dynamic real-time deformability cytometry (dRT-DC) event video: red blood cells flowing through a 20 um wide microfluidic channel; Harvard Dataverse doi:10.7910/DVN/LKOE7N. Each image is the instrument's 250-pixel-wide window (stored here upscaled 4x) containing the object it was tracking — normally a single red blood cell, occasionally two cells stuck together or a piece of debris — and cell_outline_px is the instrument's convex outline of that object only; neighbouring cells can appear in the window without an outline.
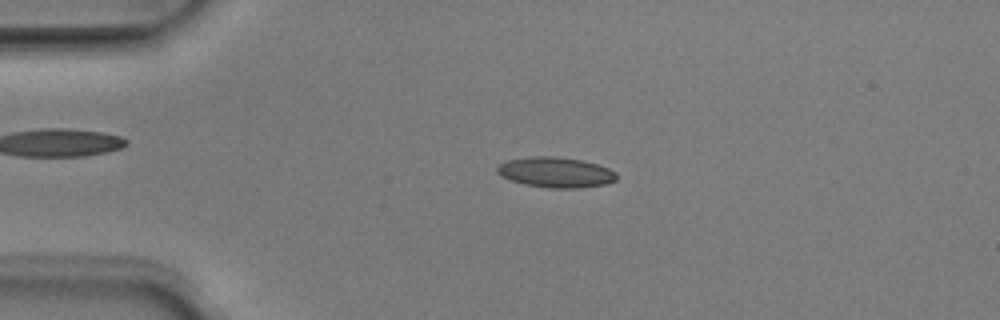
{"species": "Egyptian fruit bat (a non-hibernating species)", "species_latin": "Rousettus aegyptiacus", "temperature_condition": "room temperature", "stored_images_in_passage": 51, "camera_frame_rate_fps": 3000, "um_per_image_px": 0.085, "animal": {"sex": "male"}, "frame": {"image": 1, "passage_image": 12, "time_ms": 3.667, "image_size_px": [1000, 320], "cell_outline_px": [[616, 180], [604, 184], [580, 188], [548, 188], [524, 184], [512, 180], [496, 172], [496, 168], [500, 164], [508, 160], [532, 156], [556, 156], [580, 160], [596, 164], [608, 168], [616, 172]], "centroid_in_image_um": [47.24, 14.65], "position_along_channel_um": 37.8, "area_um2": 20.92}}
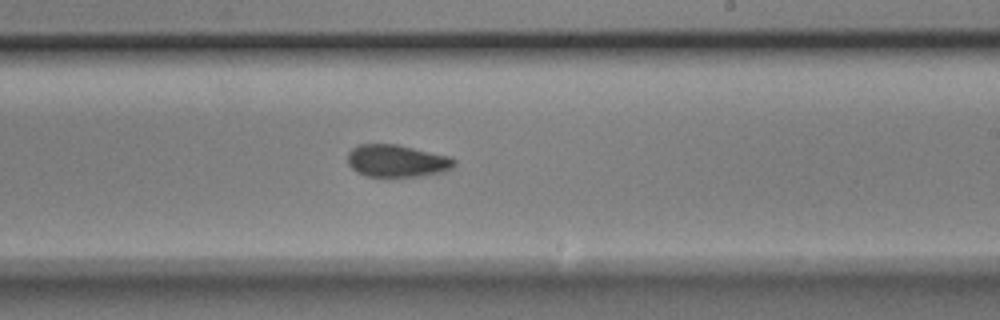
{"frame": {"image": 2, "passage_image": 31, "time_ms": 10.0, "image_size_px": [1000, 320], "cell_outline_px": [[456, 164], [452, 168], [444, 172], [420, 176], [368, 176], [356, 172], [348, 164], [348, 152], [352, 148], [360, 144], [396, 144], [452, 156], [456, 160]], "centroid_in_image_um": [33.77, 13.67], "position_along_channel_um": 255.2, "area_um2": 20.23}}
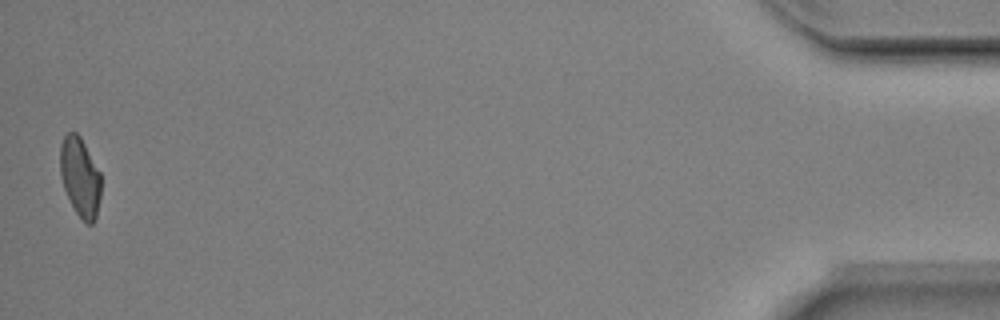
{"frame": {"image": 3, "passage_image": 51, "time_ms": 16.667, "image_size_px": [1000, 320], "cell_outline_px": [[100, 196], [96, 216], [92, 224], [88, 224], [76, 212], [64, 188], [60, 176], [60, 144], [64, 136], [68, 132], [76, 132], [80, 136], [100, 172]], "centroid_in_image_um": [6.79, 15.01], "position_along_channel_um": 428.4, "area_um2": 18.61}, "authors_computed_cell_mechanics": {"area_um2": 20.1144, "velocity_mm_per_s": 3.9716, "shape_relaxation_time_tau1_ms": null, "shape_relaxation_time_tau2_ms": 2.5603, "deformation_change_tau1": null, "deformation_change_tau2": 0.0693}}